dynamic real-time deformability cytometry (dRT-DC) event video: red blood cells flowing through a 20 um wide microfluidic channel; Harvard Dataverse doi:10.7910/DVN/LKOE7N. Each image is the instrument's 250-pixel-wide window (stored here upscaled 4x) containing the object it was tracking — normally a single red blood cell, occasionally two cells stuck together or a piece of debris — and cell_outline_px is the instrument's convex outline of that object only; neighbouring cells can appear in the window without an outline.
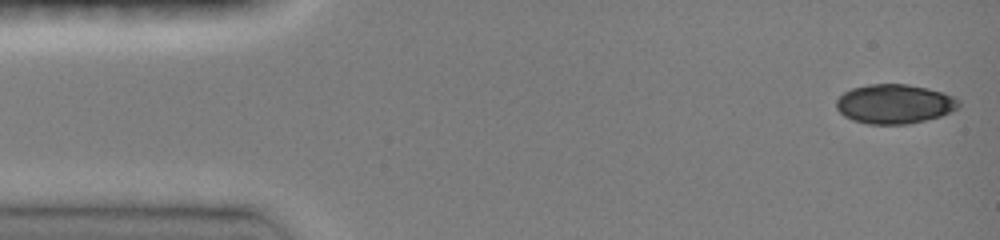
{"species": "common noctule bat (a hibernating species)", "species_latin": "Nyctalus noctula", "temperature_condition": "room temperature", "stored_images_in_passage": 46, "camera_frame_rate_fps": 3000, "um_per_image_px": 0.085, "animal": {"sex": "female", "body_mass_g": 19.0, "forearm_length_mm": 51.5}, "frame": {"image": 1, "passage_image": 1, "time_ms": 0.0, "image_size_px": [1000, 240], "cell_outline_px": [[960, 108], [940, 116], [908, 124], [868, 124], [852, 120], [844, 116], [836, 108], [836, 100], [844, 92], [852, 88], [868, 84], [908, 84], [928, 88], [944, 92], [960, 100]], "centroid_in_image_um": [76.04, 8.83], "position_along_channel_um": 9.0, "area_um2": 28.26}}